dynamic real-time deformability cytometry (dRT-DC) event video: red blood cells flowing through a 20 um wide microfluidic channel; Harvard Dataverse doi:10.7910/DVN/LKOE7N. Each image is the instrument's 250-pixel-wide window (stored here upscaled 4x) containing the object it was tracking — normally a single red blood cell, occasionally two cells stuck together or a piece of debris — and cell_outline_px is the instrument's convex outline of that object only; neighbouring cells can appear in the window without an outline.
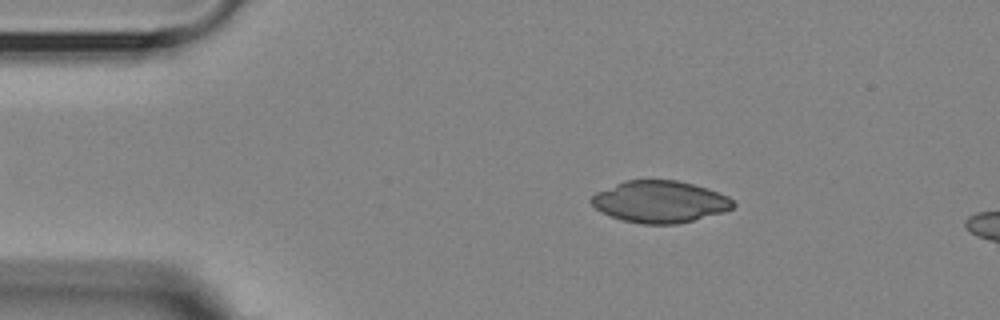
{"species": "Egyptian fruit bat (a non-hibernating species)", "species_latin": "Rousettus aegyptiacus", "temperature_condition": "room temperature", "stored_images_in_passage": 13, "camera_frame_rate_fps": 3000, "um_per_image_px": 0.085, "animal": {"sex": "female"}, "frame": {"image": 1, "passage_image": 8, "time_ms": 2.333, "image_size_px": [1000, 320], "cell_outline_px": [[736, 204], [732, 208], [724, 212], [676, 224], [640, 224], [624, 220], [600, 212], [588, 200], [596, 192], [624, 180], [676, 180], [708, 188], [728, 196]], "centroid_in_image_um": [56.08, 17.14], "position_along_channel_um": 28.9, "area_um2": 34.51}}